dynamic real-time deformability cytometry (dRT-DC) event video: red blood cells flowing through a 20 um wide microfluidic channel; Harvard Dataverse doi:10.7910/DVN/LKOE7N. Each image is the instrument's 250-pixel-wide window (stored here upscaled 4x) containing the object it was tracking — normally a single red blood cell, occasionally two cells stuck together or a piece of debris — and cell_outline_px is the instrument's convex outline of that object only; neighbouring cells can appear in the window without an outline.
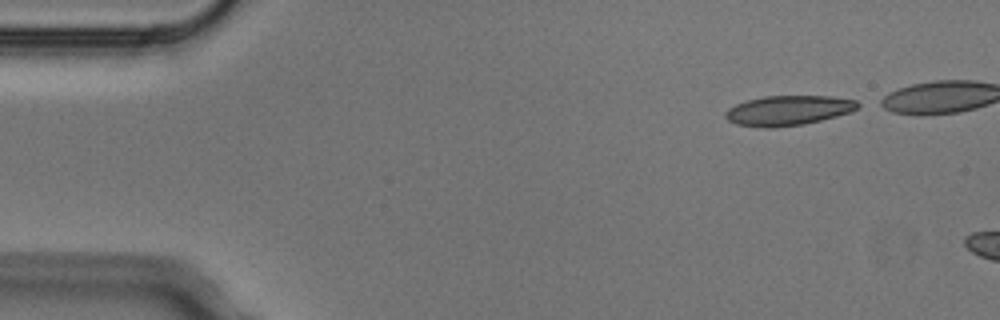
{"species": "Egyptian fruit bat (a non-hibernating species)", "species_latin": "Rousettus aegyptiacus", "temperature_condition": "cold", "stored_images_in_passage": 4, "camera_frame_rate_fps": 3000, "um_per_image_px": 0.085, "animal": {"sex": "male"}, "frame": {"image": 1, "passage_image": 1, "time_ms": 0.0, "image_size_px": [1000, 320], "cell_outline_px": [[864, 104], [860, 108], [836, 116], [804, 124], [772, 128], [764, 128], [736, 124], [728, 120], [724, 116], [724, 112], [728, 108], [736, 104], [748, 100], [764, 96], [832, 96], [856, 100]], "centroid_in_image_um": [67.02, 9.38], "position_along_channel_um": 18.0, "area_um2": 23.18}}